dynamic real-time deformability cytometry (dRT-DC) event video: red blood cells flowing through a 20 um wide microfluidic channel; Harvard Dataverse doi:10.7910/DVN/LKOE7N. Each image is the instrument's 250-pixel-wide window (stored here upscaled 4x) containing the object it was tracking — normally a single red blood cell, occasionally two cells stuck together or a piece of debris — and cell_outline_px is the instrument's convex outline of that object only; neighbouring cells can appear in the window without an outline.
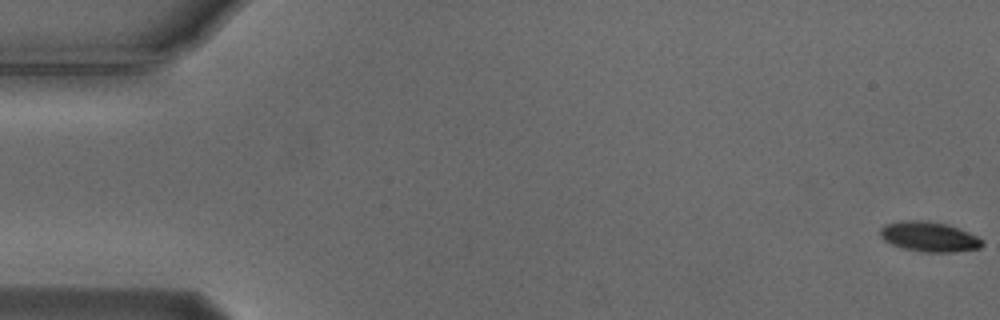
{"species": "Egyptian fruit bat (a non-hibernating species)", "species_latin": "Rousettus aegyptiacus", "temperature_condition": "cold", "stored_images_in_passage": 56, "camera_frame_rate_fps": 3000, "um_per_image_px": 0.085, "animal": {"sex": "male"}, "frame": {"image": 1, "passage_image": 1, "time_ms": 0.0, "image_size_px": [1000, 320], "cell_outline_px": [[984, 244], [980, 248], [952, 252], [924, 252], [904, 248], [892, 244], [884, 240], [880, 236], [880, 228], [884, 224], [904, 220], [924, 220], [948, 224], [968, 232], [984, 240]], "centroid_in_image_um": [78.98, 20.11], "position_along_channel_um": 6.0, "area_um2": 17.86}}
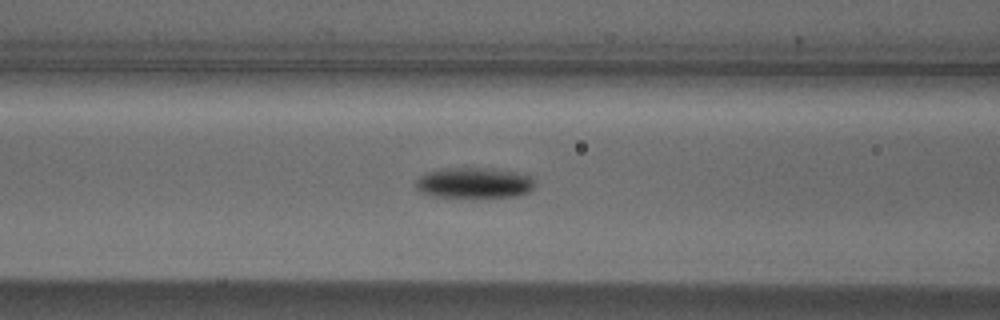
{"frame": {"image": 2, "passage_image": 23, "time_ms": 7.333, "image_size_px": [1000, 320], "cell_outline_px": [[532, 188], [528, 192], [516, 196], [432, 196], [420, 192], [416, 188], [416, 180], [424, 172], [444, 168], [492, 168], [532, 176]], "centroid_in_image_um": [40.23, 15.52], "position_along_channel_um": 126.4, "area_um2": 20.87}}
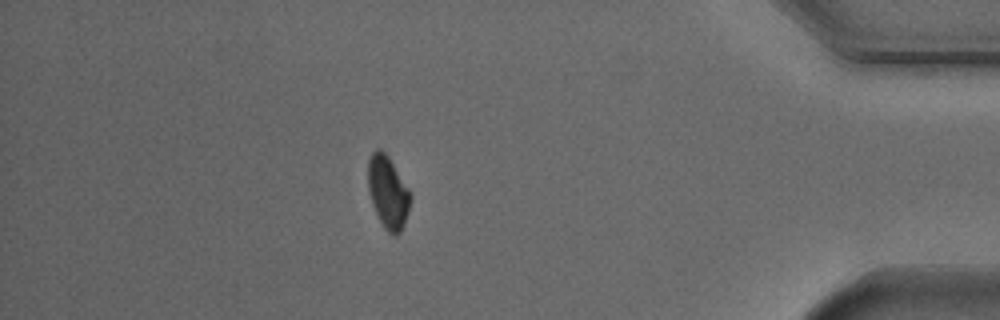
{"frame": {"image": 3, "passage_image": 49, "time_ms": 16.0, "image_size_px": [1000, 320], "cell_outline_px": [[412, 196], [408, 212], [404, 224], [400, 232], [396, 236], [388, 232], [384, 228], [372, 204], [368, 188], [368, 160], [372, 152], [376, 148], [380, 148], [388, 156], [412, 192]], "centroid_in_image_um": [32.99, 16.32], "position_along_channel_um": 402.2, "area_um2": 18.03}, "authors_computed_cell_mechanics": {"area_um2": 18.4382, "velocity_mm_per_s": 3.7082, "shape_relaxation_time_tau1_ms": 3.1903, "shape_relaxation_time_tau2_ms": null, "deformation_change_tau1": 0.0959, "deformation_change_tau2": null}}